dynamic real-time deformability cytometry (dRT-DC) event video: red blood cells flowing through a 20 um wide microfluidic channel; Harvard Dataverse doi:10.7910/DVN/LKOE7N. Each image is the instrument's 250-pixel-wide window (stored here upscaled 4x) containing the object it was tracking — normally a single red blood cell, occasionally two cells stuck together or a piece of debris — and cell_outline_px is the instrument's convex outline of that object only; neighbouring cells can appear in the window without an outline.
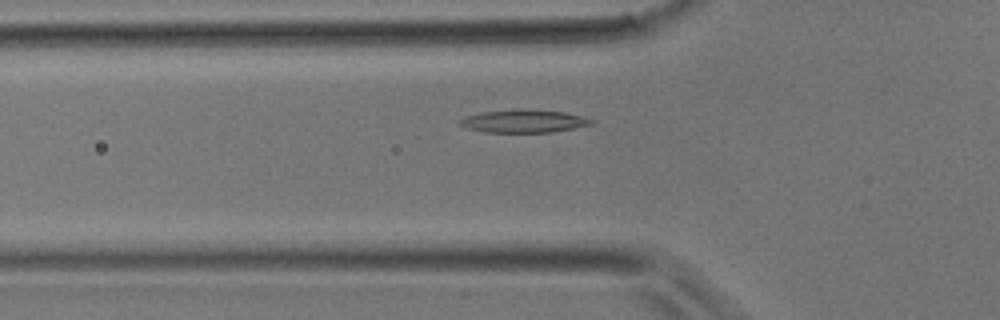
{"species": "common noctule bat (a hibernating species)", "species_latin": "Nyctalus noctula", "temperature_condition": "room temperature", "stored_images_in_passage": 32, "camera_frame_rate_fps": 3000, "um_per_image_px": 0.085, "animal": {"sex": "male", "body_mass_g": 17.9}, "frame": {"image": 1, "passage_image": 7, "time_ms": 2.0, "image_size_px": [1000, 320], "cell_outline_px": [[596, 120], [592, 124], [576, 128], [552, 132], [484, 132], [468, 128], [460, 124], [460, 120], [468, 116], [484, 112], [520, 108], [564, 112], [584, 116]], "centroid_in_image_um": [44.61, 10.29], "position_along_channel_um": 81.2, "area_um2": 17.51}}
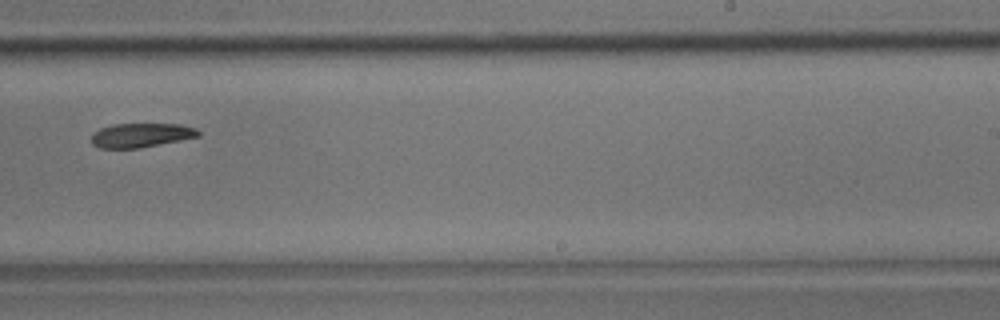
{"frame": {"image": 2, "passage_image": 18, "time_ms": 5.667, "image_size_px": [1000, 320], "cell_outline_px": [[200, 136], [140, 148], [100, 148], [92, 144], [92, 132], [100, 128], [112, 124], [180, 124], [196, 128], [200, 132]], "centroid_in_image_um": [11.98, 11.49], "position_along_channel_um": 277.0, "area_um2": 15.09}}
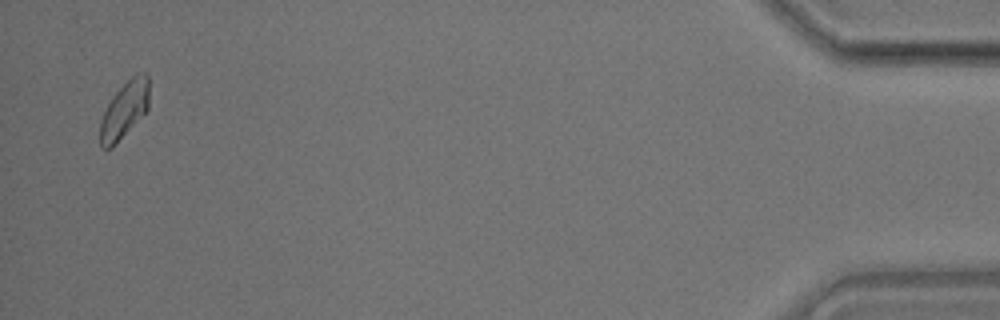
{"frame": {"image": 3, "passage_image": 31, "time_ms": 10.0, "image_size_px": [1000, 320], "cell_outline_px": [[148, 108], [116, 144], [112, 148], [104, 148], [100, 144], [100, 120], [112, 96], [136, 72], [144, 72], [148, 76]], "centroid_in_image_um": [10.56, 9.33], "position_along_channel_um": 424.6, "area_um2": 15.9}}